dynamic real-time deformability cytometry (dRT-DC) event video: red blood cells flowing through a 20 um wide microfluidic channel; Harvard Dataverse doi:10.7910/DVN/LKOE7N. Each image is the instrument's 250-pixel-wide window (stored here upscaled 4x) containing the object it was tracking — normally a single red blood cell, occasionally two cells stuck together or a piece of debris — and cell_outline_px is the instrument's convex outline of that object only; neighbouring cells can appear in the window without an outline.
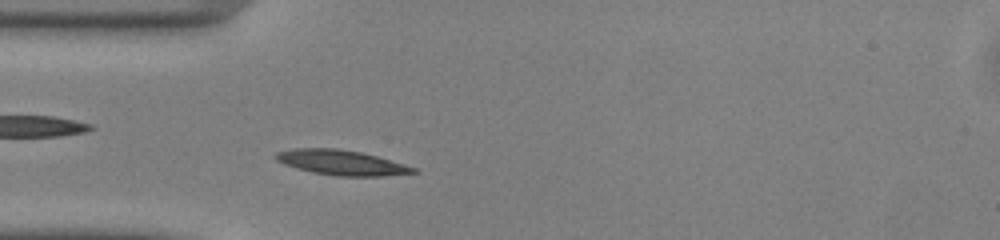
{"species": "common noctule bat (a hibernating species)", "species_latin": "Nyctalus noctula", "temperature_condition": "warm", "stored_images_in_passage": 42, "camera_frame_rate_fps": 3000, "um_per_image_px": 0.085, "animal": {"sex": "male", "body_mass_g": 13.0, "forearm_length_mm": 53.1}, "frame": {"image": 1, "passage_image": 6, "time_ms": 1.667, "image_size_px": [1000, 240], "cell_outline_px": [[416, 172], [376, 176], [348, 176], [316, 172], [300, 168], [288, 164], [280, 160], [276, 156], [280, 152], [304, 148], [332, 148], [356, 152], [376, 156], [416, 168]], "centroid_in_image_um": [29.11, 13.82], "position_along_channel_um": 55.9, "area_um2": 18.61}}
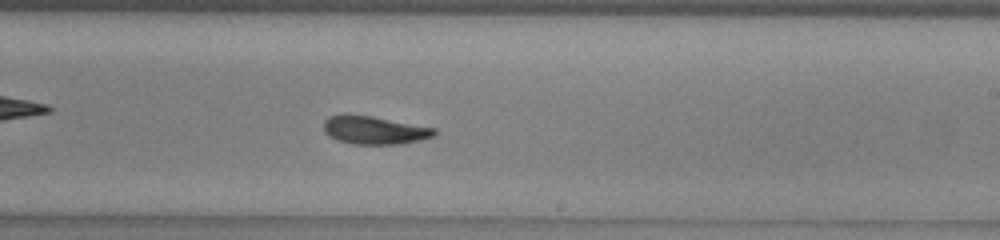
{"frame": {"image": 2, "passage_image": 21, "time_ms": 6.667, "image_size_px": [1000, 240], "cell_outline_px": [[436, 132], [432, 136], [416, 140], [392, 144], [360, 144], [340, 140], [332, 136], [324, 128], [324, 124], [332, 116], [368, 116], [436, 128]], "centroid_in_image_um": [31.89, 11.07], "position_along_channel_um": 257.1, "area_um2": 16.82}}
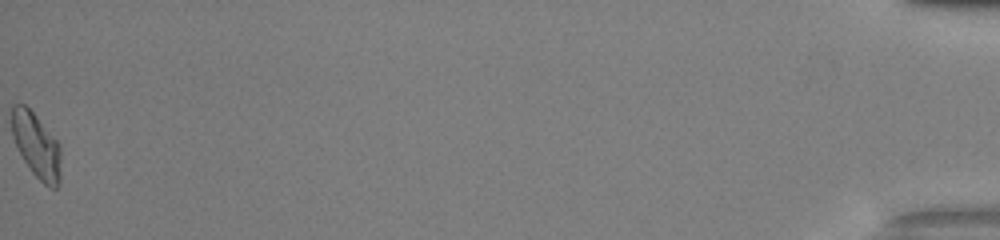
{"frame": {"image": 3, "passage_image": 42, "time_ms": 13.667, "image_size_px": [1000, 240], "cell_outline_px": [[60, 180], [56, 188], [52, 188], [44, 184], [32, 172], [24, 160], [16, 144], [12, 132], [12, 108], [16, 104], [24, 104], [32, 112], [56, 140], [60, 152]], "centroid_in_image_um": [3.1, 12.39], "position_along_channel_um": 432.1, "area_um2": 17.92}, "authors_computed_cell_mechanics": {"area_um2": 17.1377, "velocity_mm_per_s": 4.0986, "shape_relaxation_time_tau1_ms": 3.3343, "shape_relaxation_time_tau2_ms": 3.9969, "deformation_change_tau1": 0.1561, "deformation_change_tau2": 0.1193}}